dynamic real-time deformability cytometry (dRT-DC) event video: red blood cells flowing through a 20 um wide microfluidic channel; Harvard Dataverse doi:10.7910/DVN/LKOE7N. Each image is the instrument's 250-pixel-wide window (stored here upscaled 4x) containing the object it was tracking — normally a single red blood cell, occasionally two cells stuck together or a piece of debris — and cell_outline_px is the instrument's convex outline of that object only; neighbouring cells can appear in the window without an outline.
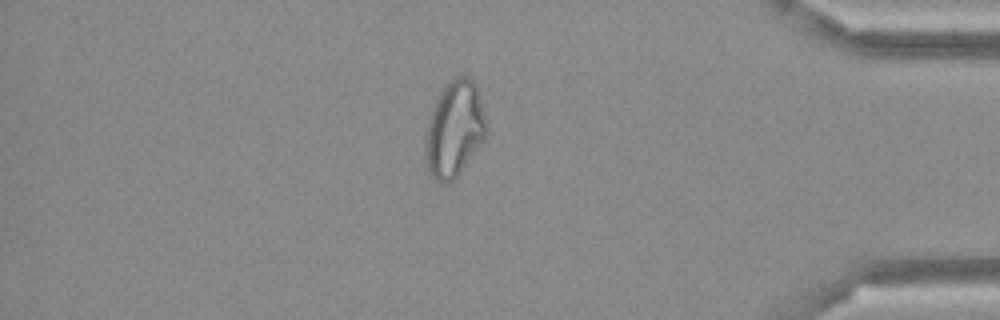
{"species": "Egyptian fruit bat (a non-hibernating species)", "species_latin": "Rousettus aegyptiacus", "temperature_condition": "cold", "stored_images_in_passage": 49, "camera_frame_rate_fps": 3000, "um_per_image_px": 0.085, "frame": {"image": 1, "passage_image": 42, "time_ms": 13.667, "image_size_px": [1000, 320], "cell_outline_px": [[488, 132], [484, 140], [460, 172], [448, 184], [440, 184], [428, 172], [424, 156], [424, 140], [428, 120], [432, 108], [440, 92], [456, 76], [468, 76], [476, 84], [488, 128]], "centroid_in_image_um": [38.61, 11.01], "position_along_channel_um": 396.6, "area_um2": 34.28}}